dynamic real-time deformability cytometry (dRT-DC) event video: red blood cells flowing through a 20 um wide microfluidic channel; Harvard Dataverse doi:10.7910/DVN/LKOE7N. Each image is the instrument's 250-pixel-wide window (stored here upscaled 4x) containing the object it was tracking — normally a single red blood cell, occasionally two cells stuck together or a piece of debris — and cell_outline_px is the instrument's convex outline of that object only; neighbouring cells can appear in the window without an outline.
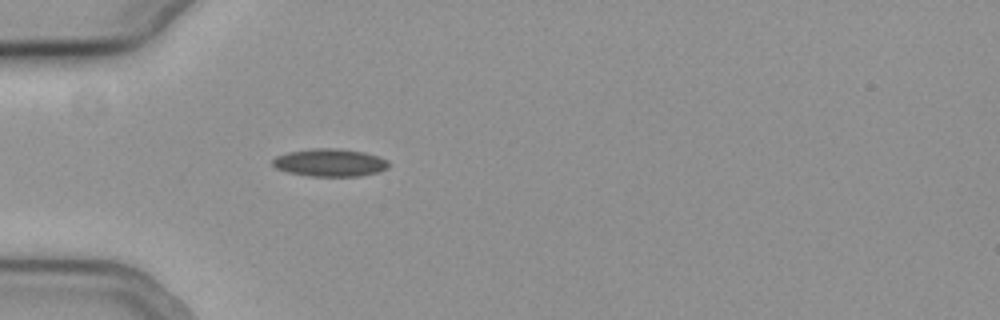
{"species": "common noctule bat (a hibernating species)", "species_latin": "Nyctalus noctula", "temperature_condition": "cold", "stored_images_in_passage": 44, "camera_frame_rate_fps": 3000, "um_per_image_px": 0.085, "animal": {"sex": "female", "body_mass_g": 19.3, "forearm_length_mm": 54.1}, "frame": {"image": 1, "passage_image": 6, "time_ms": 1.667, "image_size_px": [1000, 320], "cell_outline_px": [[388, 168], [380, 172], [360, 176], [308, 176], [288, 172], [276, 168], [272, 164], [272, 160], [276, 156], [288, 152], [312, 148], [336, 148], [364, 152], [388, 160]], "centroid_in_image_um": [28.04, 13.82], "position_along_channel_um": 57.0, "area_um2": 18.79}}
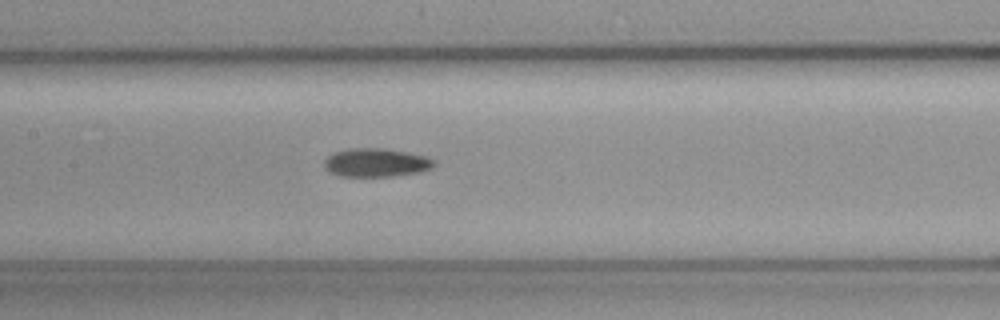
{"frame": {"image": 2, "passage_image": 16, "time_ms": 5.0, "image_size_px": [1000, 320], "cell_outline_px": [[436, 164], [432, 168], [420, 172], [392, 176], [340, 176], [328, 172], [324, 168], [324, 160], [328, 156], [336, 152], [352, 148], [384, 148], [408, 152], [428, 156], [436, 160]], "centroid_in_image_um": [32.0, 13.82], "position_along_channel_um": 175.4, "area_um2": 18.44}}
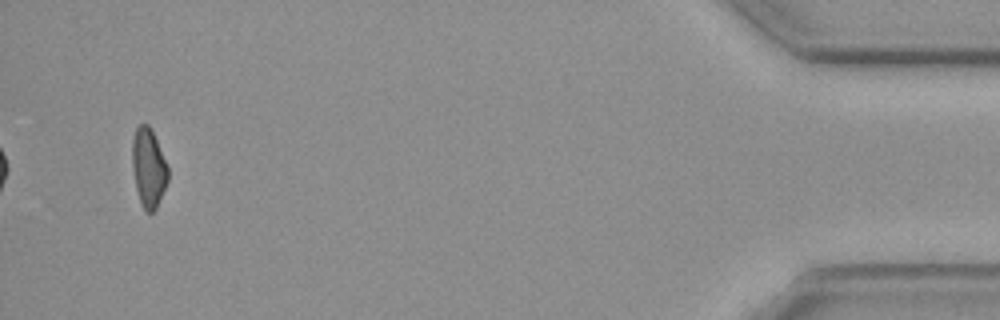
{"frame": {"image": 3, "passage_image": 42, "time_ms": 13.667, "image_size_px": [1000, 320], "cell_outline_px": [[168, 180], [156, 208], [152, 212], [148, 212], [140, 204], [136, 188], [132, 168], [132, 140], [136, 128], [140, 124], [148, 124], [168, 164]], "centroid_in_image_um": [12.62, 14.26], "position_along_channel_um": 422.6, "area_um2": 16.36}, "authors_computed_cell_mechanics": {"area_um2": 17.5712, "velocity_mm_per_s": 3.7892, "shape_relaxation_time_tau1_ms": 4.3802, "shape_relaxation_time_tau2_ms": null, "deformation_change_tau1": 0.1173, "deformation_change_tau2": null}}